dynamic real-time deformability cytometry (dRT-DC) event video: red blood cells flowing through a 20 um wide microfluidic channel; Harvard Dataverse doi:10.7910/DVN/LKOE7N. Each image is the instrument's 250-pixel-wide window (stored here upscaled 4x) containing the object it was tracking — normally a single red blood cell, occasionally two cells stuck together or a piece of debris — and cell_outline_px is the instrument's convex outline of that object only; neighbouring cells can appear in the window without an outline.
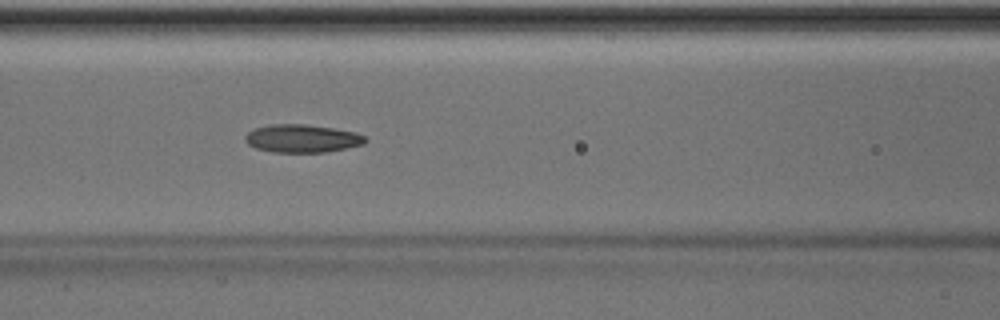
{"species": "Egyptian fruit bat (a non-hibernating species)", "species_latin": "Rousettus aegyptiacus", "temperature_condition": "room temperature", "stored_images_in_passage": 42, "camera_frame_rate_fps": 3000, "um_per_image_px": 0.085, "animal": {"sex": "male"}, "frame": {"image": 1, "passage_image": 13, "time_ms": 4.0, "image_size_px": [1000, 320], "cell_outline_px": [[368, 140], [364, 144], [324, 152], [272, 152], [256, 148], [248, 144], [244, 140], [244, 136], [248, 132], [256, 128], [272, 124], [304, 124], [332, 128], [356, 132], [364, 136]], "centroid_in_image_um": [25.66, 11.77], "position_along_channel_um": 140.9, "area_um2": 19.48}}
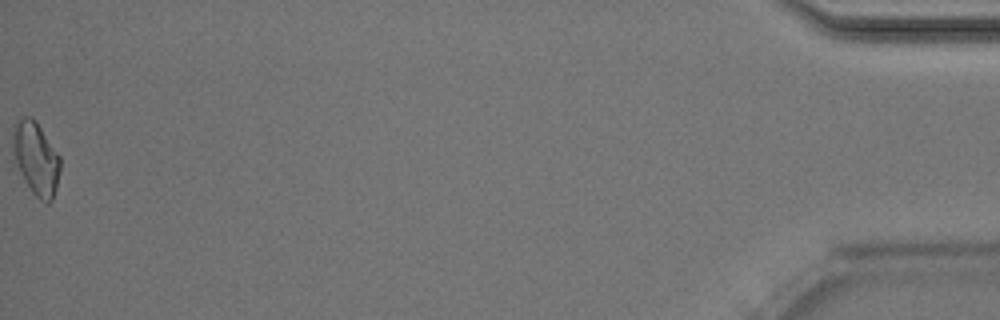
{"frame": {"image": 2, "passage_image": 42, "time_ms": 13.667, "image_size_px": [1000, 320], "cell_outline_px": [[60, 168], [56, 188], [52, 200], [48, 204], [44, 204], [32, 192], [24, 180], [16, 164], [12, 148], [12, 124], [16, 120], [24, 116], [32, 116], [36, 120], [60, 156]], "centroid_in_image_um": [3.04, 13.43], "position_along_channel_um": 432.2, "area_um2": 20.46}, "authors_computed_cell_mechanics": {"area_um2": 19.1896, "velocity_mm_per_s": 4.0341, "shape_relaxation_time_tau1_ms": 6.491, "shape_relaxation_time_tau2_ms": 4.1, "deformation_change_tau1": 0.1351, "deformation_change_tau2": 0.1287}}